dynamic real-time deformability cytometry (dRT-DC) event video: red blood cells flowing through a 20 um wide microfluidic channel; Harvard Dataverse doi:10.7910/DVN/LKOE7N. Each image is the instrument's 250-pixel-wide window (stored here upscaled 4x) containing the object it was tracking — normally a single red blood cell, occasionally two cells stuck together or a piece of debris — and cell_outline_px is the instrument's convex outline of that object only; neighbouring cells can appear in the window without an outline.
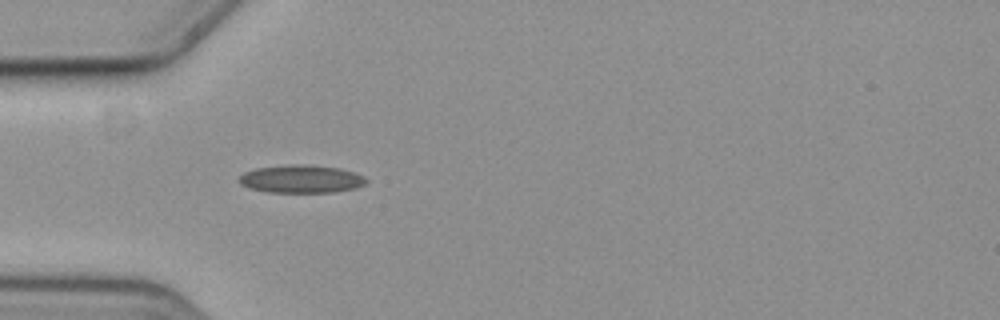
{"species": "common noctule bat (a hibernating species)", "species_latin": "Nyctalus noctula", "temperature_condition": "cold", "stored_images_in_passage": 18, "camera_frame_rate_fps": 3000, "um_per_image_px": 0.085, "animal": {"sex": "female", "body_mass_g": 19.3, "forearm_length_mm": 54.1}, "frame": {"image": 1, "passage_image": 1, "time_ms": 0.0, "image_size_px": [1000, 320], "cell_outline_px": [[368, 180], [364, 184], [356, 188], [332, 192], [268, 192], [248, 188], [240, 184], [236, 180], [244, 172], [256, 168], [292, 164], [308, 164], [340, 168], [364, 176]], "centroid_in_image_um": [25.57, 15.21], "position_along_channel_um": 59.4, "area_um2": 20.81}}
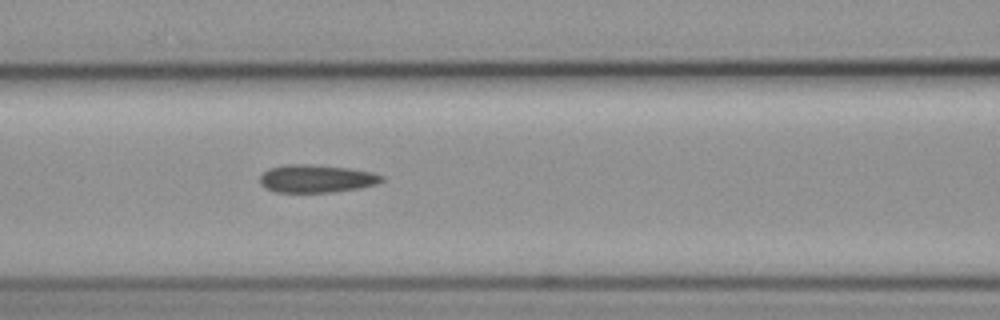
{"frame": {"image": 2, "passage_image": 8, "time_ms": 2.333, "image_size_px": [1000, 320], "cell_outline_px": [[384, 180], [376, 184], [360, 188], [332, 192], [276, 192], [264, 188], [260, 184], [260, 176], [268, 168], [284, 164], [308, 164], [348, 168], [372, 172], [384, 176]], "centroid_in_image_um": [26.87, 15.18], "position_along_channel_um": 139.7, "area_um2": 19.88}}
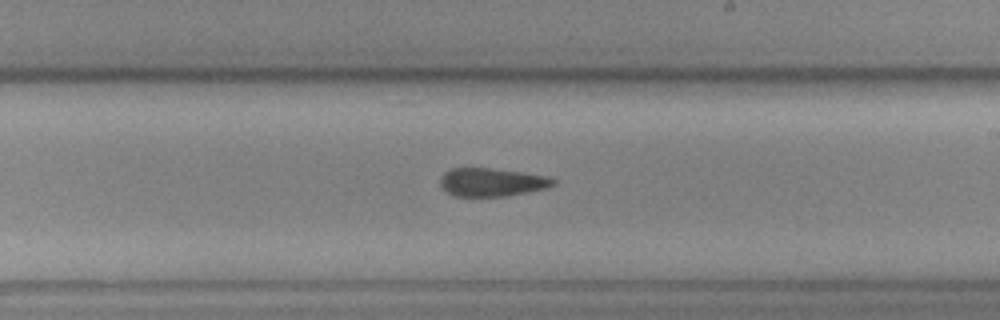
{"frame": {"image": 3, "passage_image": 17, "time_ms": 5.333, "image_size_px": [1000, 320], "cell_outline_px": [[556, 184], [544, 188], [504, 196], [452, 196], [440, 188], [440, 176], [444, 172], [452, 168], [488, 168], [520, 172], [548, 176], [556, 180]], "centroid_in_image_um": [41.73, 15.48], "position_along_channel_um": 247.3, "area_um2": 18.55}}